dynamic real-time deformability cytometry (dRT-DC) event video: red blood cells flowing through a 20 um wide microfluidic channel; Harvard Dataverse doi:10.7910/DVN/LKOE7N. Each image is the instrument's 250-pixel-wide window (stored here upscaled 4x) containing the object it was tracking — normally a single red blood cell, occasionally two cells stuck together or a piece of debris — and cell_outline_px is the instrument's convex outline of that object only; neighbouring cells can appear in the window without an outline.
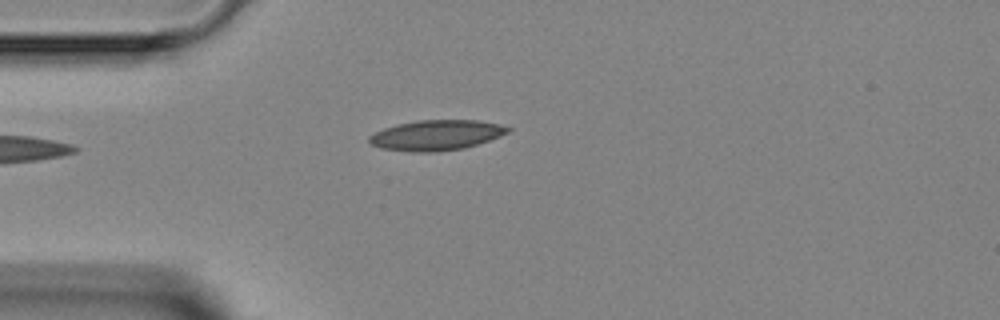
{"species": "Egyptian fruit bat (a non-hibernating species)", "species_latin": "Rousettus aegyptiacus", "temperature_condition": "room temperature", "stored_images_in_passage": 3, "camera_frame_rate_fps": 3000, "um_per_image_px": 0.085, "animal": {"sex": "female"}, "frame": {"image": 1, "passage_image": 3, "time_ms": 2.0, "image_size_px": [1000, 320], "cell_outline_px": [[512, 128], [508, 132], [500, 136], [464, 148], [432, 152], [412, 152], [380, 148], [372, 144], [368, 140], [368, 136], [384, 128], [416, 120], [480, 120], [500, 124]], "centroid_in_image_um": [37.09, 11.48], "position_along_channel_um": 47.9, "area_um2": 24.33}}